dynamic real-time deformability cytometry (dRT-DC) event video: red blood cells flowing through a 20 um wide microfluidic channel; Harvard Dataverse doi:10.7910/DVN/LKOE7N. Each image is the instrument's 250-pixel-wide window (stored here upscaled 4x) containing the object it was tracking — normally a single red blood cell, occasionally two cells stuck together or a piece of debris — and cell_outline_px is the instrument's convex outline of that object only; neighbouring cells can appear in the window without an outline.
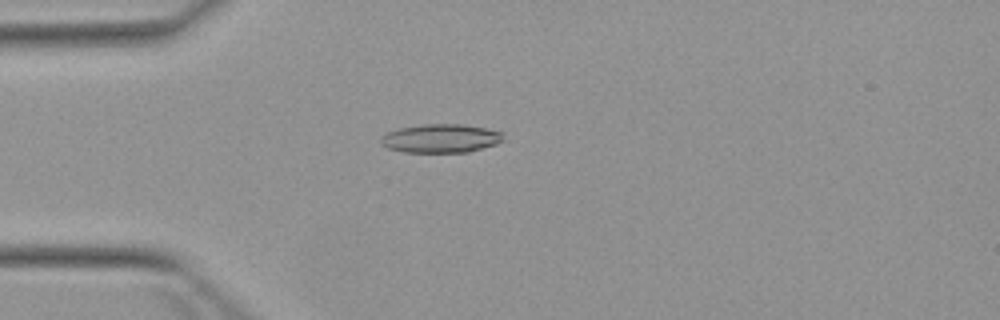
{"species": "Egyptian fruit bat (a non-hibernating species)", "species_latin": "Rousettus aegyptiacus", "temperature_condition": "warm", "stored_images_in_passage": 4, "camera_frame_rate_fps": 3000, "um_per_image_px": 0.085, "animal": {"sex": "female"}, "frame": {"image": 1, "passage_image": 4, "time_ms": 3.333, "image_size_px": [1000, 320], "cell_outline_px": [[504, 140], [496, 144], [468, 152], [404, 152], [388, 148], [380, 144], [380, 136], [388, 132], [400, 128], [424, 124], [464, 124], [488, 128], [504, 132]], "centroid_in_image_um": [37.49, 11.76], "position_along_channel_um": 47.5, "area_um2": 20.63}}